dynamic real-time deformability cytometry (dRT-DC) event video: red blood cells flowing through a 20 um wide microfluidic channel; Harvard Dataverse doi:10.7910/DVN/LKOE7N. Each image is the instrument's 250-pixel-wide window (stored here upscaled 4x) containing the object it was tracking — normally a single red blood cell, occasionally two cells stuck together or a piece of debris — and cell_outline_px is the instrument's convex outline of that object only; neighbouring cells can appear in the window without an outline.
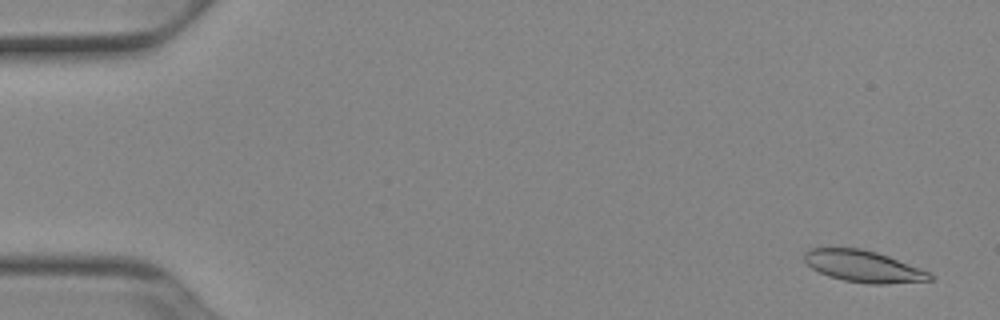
{"species": "Egyptian fruit bat (a non-hibernating species)", "species_latin": "Rousettus aegyptiacus", "temperature_condition": "cold", "stored_images_in_passage": 54, "camera_frame_rate_fps": 3000, "um_per_image_px": 0.085, "animal": {"sex": "female"}, "frame": {"image": 1, "passage_image": 3, "time_ms": 0.667, "image_size_px": [1000, 320], "cell_outline_px": [[932, 280], [888, 284], [868, 284], [844, 280], [828, 276], [812, 268], [804, 260], [804, 252], [808, 248], [860, 248], [876, 252], [888, 256], [928, 272], [932, 276]], "centroid_in_image_um": [73.34, 22.64], "position_along_channel_um": 11.7, "area_um2": 22.89}}
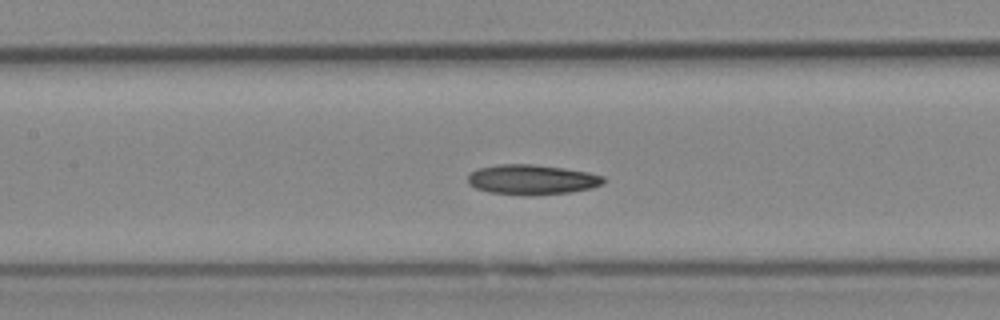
{"frame": {"image": 2, "passage_image": 25, "time_ms": 8.0, "image_size_px": [1000, 320], "cell_outline_px": [[604, 184], [592, 188], [572, 192], [532, 196], [488, 192], [476, 188], [468, 184], [468, 176], [472, 172], [480, 168], [496, 164], [536, 164], [564, 168], [588, 172], [604, 176]], "centroid_in_image_um": [45.24, 15.27], "position_along_channel_um": 162.2, "area_um2": 23.93}}
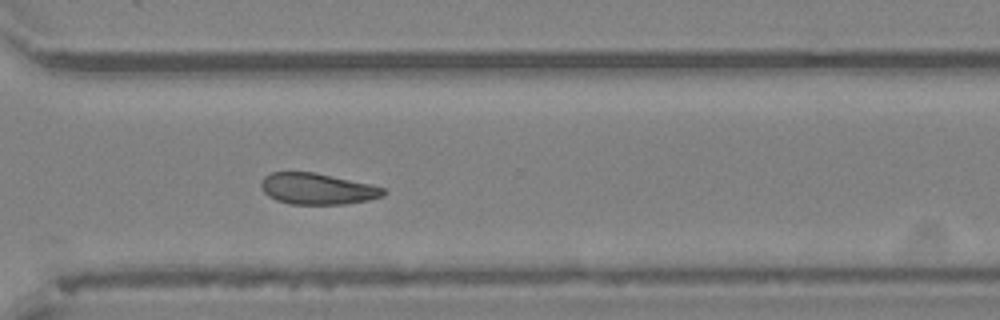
{"frame": {"image": 3, "passage_image": 39, "time_ms": 12.667, "image_size_px": [1000, 320], "cell_outline_px": [[388, 192], [384, 196], [368, 200], [344, 204], [292, 204], [276, 200], [268, 196], [264, 192], [260, 184], [264, 176], [272, 172], [312, 172], [372, 184], [384, 188]], "centroid_in_image_um": [26.99, 16.05], "position_along_channel_um": 343.6, "area_um2": 22.25}, "authors_computed_cell_mechanics": {"area_um2": 23.1489, "velocity_mm_per_s": 3.8893, "shape_relaxation_time_tau1_ms": 4.4985, "shape_relaxation_time_tau2_ms": null, "deformation_change_tau1": 0.1002, "deformation_change_tau2": null}}